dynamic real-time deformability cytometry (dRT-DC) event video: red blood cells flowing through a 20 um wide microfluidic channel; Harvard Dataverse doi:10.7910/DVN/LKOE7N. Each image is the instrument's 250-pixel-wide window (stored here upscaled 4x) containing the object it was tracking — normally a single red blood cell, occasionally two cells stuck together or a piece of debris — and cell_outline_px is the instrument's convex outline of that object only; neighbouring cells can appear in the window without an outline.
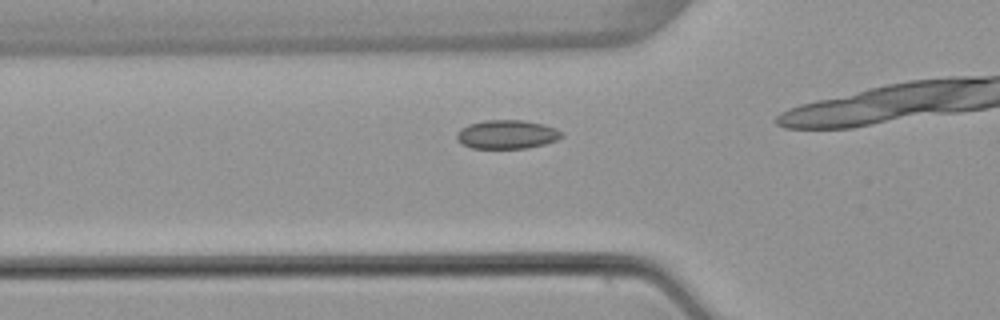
{"species": "common noctule bat (a hibernating species)", "species_latin": "Nyctalus noctula", "temperature_condition": "warm", "stored_images_in_passage": 33, "camera_frame_rate_fps": 3000, "um_per_image_px": 0.085, "animal": {"sex": "female", "body_mass_g": 22.7, "forearm_length_mm": 54.2}, "frame": {"image": 1, "passage_image": 10, "time_ms": 3.0, "image_size_px": [1000, 320], "cell_outline_px": [[564, 136], [556, 140], [544, 144], [528, 148], [472, 148], [456, 140], [456, 132], [460, 128], [468, 124], [484, 120], [520, 120], [544, 124], [556, 128]], "centroid_in_image_um": [43.06, 11.42], "position_along_channel_um": 82.7, "area_um2": 17.63}}
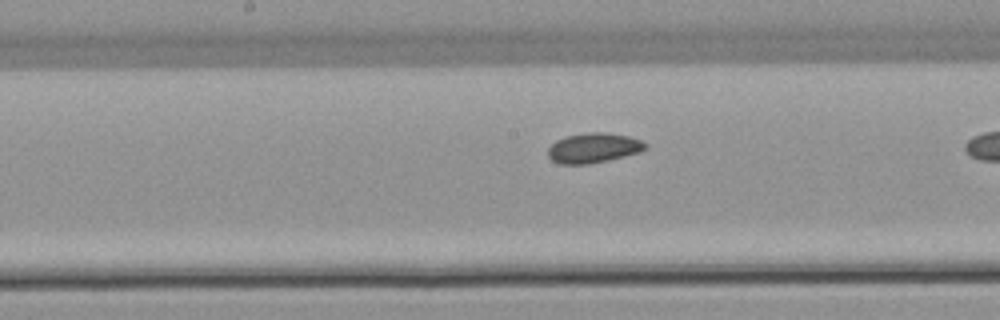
{"frame": {"image": 2, "passage_image": 19, "time_ms": 6.0, "image_size_px": [1000, 320], "cell_outline_px": [[648, 148], [640, 152], [608, 160], [588, 164], [560, 164], [552, 160], [548, 156], [548, 148], [556, 140], [564, 136], [588, 132], [608, 132], [628, 136], [640, 140], [648, 144]], "centroid_in_image_um": [50.45, 12.56], "position_along_channel_um": 197.7, "area_um2": 17.11}}